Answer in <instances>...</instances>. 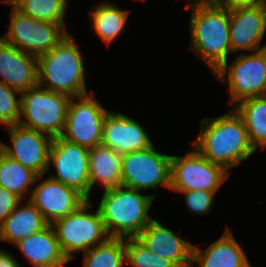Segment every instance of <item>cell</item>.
I'll return each instance as SVG.
<instances>
[{
    "label": "cell",
    "mask_w": 266,
    "mask_h": 267,
    "mask_svg": "<svg viewBox=\"0 0 266 267\" xmlns=\"http://www.w3.org/2000/svg\"><path fill=\"white\" fill-rule=\"evenodd\" d=\"M0 82L22 93L38 85L37 57L0 38Z\"/></svg>",
    "instance_id": "obj_18"
},
{
    "label": "cell",
    "mask_w": 266,
    "mask_h": 267,
    "mask_svg": "<svg viewBox=\"0 0 266 267\" xmlns=\"http://www.w3.org/2000/svg\"><path fill=\"white\" fill-rule=\"evenodd\" d=\"M122 154L103 145L89 149V180L90 192L96 183L103 191L121 186Z\"/></svg>",
    "instance_id": "obj_21"
},
{
    "label": "cell",
    "mask_w": 266,
    "mask_h": 267,
    "mask_svg": "<svg viewBox=\"0 0 266 267\" xmlns=\"http://www.w3.org/2000/svg\"><path fill=\"white\" fill-rule=\"evenodd\" d=\"M233 108L242 117L254 150L266 149V95L244 99Z\"/></svg>",
    "instance_id": "obj_24"
},
{
    "label": "cell",
    "mask_w": 266,
    "mask_h": 267,
    "mask_svg": "<svg viewBox=\"0 0 266 267\" xmlns=\"http://www.w3.org/2000/svg\"><path fill=\"white\" fill-rule=\"evenodd\" d=\"M108 112L93 92L71 97L61 138L87 149L101 145L103 121Z\"/></svg>",
    "instance_id": "obj_10"
},
{
    "label": "cell",
    "mask_w": 266,
    "mask_h": 267,
    "mask_svg": "<svg viewBox=\"0 0 266 267\" xmlns=\"http://www.w3.org/2000/svg\"><path fill=\"white\" fill-rule=\"evenodd\" d=\"M14 245L33 267H63L70 262L61 251L51 224Z\"/></svg>",
    "instance_id": "obj_19"
},
{
    "label": "cell",
    "mask_w": 266,
    "mask_h": 267,
    "mask_svg": "<svg viewBox=\"0 0 266 267\" xmlns=\"http://www.w3.org/2000/svg\"><path fill=\"white\" fill-rule=\"evenodd\" d=\"M228 64L226 61L214 76L229 87L233 107L244 99L266 95V49L242 53Z\"/></svg>",
    "instance_id": "obj_7"
},
{
    "label": "cell",
    "mask_w": 266,
    "mask_h": 267,
    "mask_svg": "<svg viewBox=\"0 0 266 267\" xmlns=\"http://www.w3.org/2000/svg\"><path fill=\"white\" fill-rule=\"evenodd\" d=\"M136 238L152 253L173 262L177 267H192L193 245L155 218Z\"/></svg>",
    "instance_id": "obj_17"
},
{
    "label": "cell",
    "mask_w": 266,
    "mask_h": 267,
    "mask_svg": "<svg viewBox=\"0 0 266 267\" xmlns=\"http://www.w3.org/2000/svg\"><path fill=\"white\" fill-rule=\"evenodd\" d=\"M195 264L199 267H252L243 247L228 229L204 251L193 245L192 266Z\"/></svg>",
    "instance_id": "obj_20"
},
{
    "label": "cell",
    "mask_w": 266,
    "mask_h": 267,
    "mask_svg": "<svg viewBox=\"0 0 266 267\" xmlns=\"http://www.w3.org/2000/svg\"><path fill=\"white\" fill-rule=\"evenodd\" d=\"M190 151L185 156L171 155L170 190L217 192L230 172L207 160L194 147Z\"/></svg>",
    "instance_id": "obj_9"
},
{
    "label": "cell",
    "mask_w": 266,
    "mask_h": 267,
    "mask_svg": "<svg viewBox=\"0 0 266 267\" xmlns=\"http://www.w3.org/2000/svg\"><path fill=\"white\" fill-rule=\"evenodd\" d=\"M216 2L229 10L238 7H251L266 4V0H217Z\"/></svg>",
    "instance_id": "obj_32"
},
{
    "label": "cell",
    "mask_w": 266,
    "mask_h": 267,
    "mask_svg": "<svg viewBox=\"0 0 266 267\" xmlns=\"http://www.w3.org/2000/svg\"><path fill=\"white\" fill-rule=\"evenodd\" d=\"M91 207L92 202L87 200L75 212L51 224L60 249L69 261L75 258L74 253L88 251L110 237L98 209L95 213L89 212Z\"/></svg>",
    "instance_id": "obj_6"
},
{
    "label": "cell",
    "mask_w": 266,
    "mask_h": 267,
    "mask_svg": "<svg viewBox=\"0 0 266 267\" xmlns=\"http://www.w3.org/2000/svg\"><path fill=\"white\" fill-rule=\"evenodd\" d=\"M184 195V202L189 211L194 215H206L214 206V196L216 192L206 190L194 191H173Z\"/></svg>",
    "instance_id": "obj_30"
},
{
    "label": "cell",
    "mask_w": 266,
    "mask_h": 267,
    "mask_svg": "<svg viewBox=\"0 0 266 267\" xmlns=\"http://www.w3.org/2000/svg\"><path fill=\"white\" fill-rule=\"evenodd\" d=\"M130 10H122L110 2L97 4L88 17L91 18V28L107 46L118 38L125 29Z\"/></svg>",
    "instance_id": "obj_23"
},
{
    "label": "cell",
    "mask_w": 266,
    "mask_h": 267,
    "mask_svg": "<svg viewBox=\"0 0 266 267\" xmlns=\"http://www.w3.org/2000/svg\"><path fill=\"white\" fill-rule=\"evenodd\" d=\"M149 148L122 154L121 185L139 191L170 189L171 155Z\"/></svg>",
    "instance_id": "obj_8"
},
{
    "label": "cell",
    "mask_w": 266,
    "mask_h": 267,
    "mask_svg": "<svg viewBox=\"0 0 266 267\" xmlns=\"http://www.w3.org/2000/svg\"><path fill=\"white\" fill-rule=\"evenodd\" d=\"M0 150V187L13 192L24 200L33 190L34 183L43 178ZM28 191V192H27Z\"/></svg>",
    "instance_id": "obj_25"
},
{
    "label": "cell",
    "mask_w": 266,
    "mask_h": 267,
    "mask_svg": "<svg viewBox=\"0 0 266 267\" xmlns=\"http://www.w3.org/2000/svg\"><path fill=\"white\" fill-rule=\"evenodd\" d=\"M0 267H21L17 258L8 251L0 250Z\"/></svg>",
    "instance_id": "obj_33"
},
{
    "label": "cell",
    "mask_w": 266,
    "mask_h": 267,
    "mask_svg": "<svg viewBox=\"0 0 266 267\" xmlns=\"http://www.w3.org/2000/svg\"><path fill=\"white\" fill-rule=\"evenodd\" d=\"M231 112L216 118L204 117L193 147L207 160L227 171L247 160L256 151L250 144L242 117Z\"/></svg>",
    "instance_id": "obj_1"
},
{
    "label": "cell",
    "mask_w": 266,
    "mask_h": 267,
    "mask_svg": "<svg viewBox=\"0 0 266 267\" xmlns=\"http://www.w3.org/2000/svg\"><path fill=\"white\" fill-rule=\"evenodd\" d=\"M5 128L12 146L0 141V150L38 176L45 175L49 169V150L53 138L19 124Z\"/></svg>",
    "instance_id": "obj_13"
},
{
    "label": "cell",
    "mask_w": 266,
    "mask_h": 267,
    "mask_svg": "<svg viewBox=\"0 0 266 267\" xmlns=\"http://www.w3.org/2000/svg\"><path fill=\"white\" fill-rule=\"evenodd\" d=\"M89 149L65 141L61 137L53 138L49 150V169L54 165L56 174L50 178L76 189L87 200L90 199Z\"/></svg>",
    "instance_id": "obj_12"
},
{
    "label": "cell",
    "mask_w": 266,
    "mask_h": 267,
    "mask_svg": "<svg viewBox=\"0 0 266 267\" xmlns=\"http://www.w3.org/2000/svg\"><path fill=\"white\" fill-rule=\"evenodd\" d=\"M266 33V4L230 10L229 39L231 52L260 51Z\"/></svg>",
    "instance_id": "obj_15"
},
{
    "label": "cell",
    "mask_w": 266,
    "mask_h": 267,
    "mask_svg": "<svg viewBox=\"0 0 266 267\" xmlns=\"http://www.w3.org/2000/svg\"><path fill=\"white\" fill-rule=\"evenodd\" d=\"M83 253V267H125V238L109 237Z\"/></svg>",
    "instance_id": "obj_27"
},
{
    "label": "cell",
    "mask_w": 266,
    "mask_h": 267,
    "mask_svg": "<svg viewBox=\"0 0 266 267\" xmlns=\"http://www.w3.org/2000/svg\"><path fill=\"white\" fill-rule=\"evenodd\" d=\"M22 199L2 187H0V225L6 220Z\"/></svg>",
    "instance_id": "obj_31"
},
{
    "label": "cell",
    "mask_w": 266,
    "mask_h": 267,
    "mask_svg": "<svg viewBox=\"0 0 266 267\" xmlns=\"http://www.w3.org/2000/svg\"><path fill=\"white\" fill-rule=\"evenodd\" d=\"M9 28L0 38L38 57L49 52L68 33L58 24L23 15L11 5Z\"/></svg>",
    "instance_id": "obj_11"
},
{
    "label": "cell",
    "mask_w": 266,
    "mask_h": 267,
    "mask_svg": "<svg viewBox=\"0 0 266 267\" xmlns=\"http://www.w3.org/2000/svg\"><path fill=\"white\" fill-rule=\"evenodd\" d=\"M34 185L29 200L48 224L75 212L87 201L76 189L50 177Z\"/></svg>",
    "instance_id": "obj_14"
},
{
    "label": "cell",
    "mask_w": 266,
    "mask_h": 267,
    "mask_svg": "<svg viewBox=\"0 0 266 267\" xmlns=\"http://www.w3.org/2000/svg\"><path fill=\"white\" fill-rule=\"evenodd\" d=\"M47 225L42 213L28 199L23 206L19 203L0 225V241L16 244L19 240L41 231Z\"/></svg>",
    "instance_id": "obj_22"
},
{
    "label": "cell",
    "mask_w": 266,
    "mask_h": 267,
    "mask_svg": "<svg viewBox=\"0 0 266 267\" xmlns=\"http://www.w3.org/2000/svg\"><path fill=\"white\" fill-rule=\"evenodd\" d=\"M21 93L0 82V124L5 127L19 124Z\"/></svg>",
    "instance_id": "obj_29"
},
{
    "label": "cell",
    "mask_w": 266,
    "mask_h": 267,
    "mask_svg": "<svg viewBox=\"0 0 266 267\" xmlns=\"http://www.w3.org/2000/svg\"><path fill=\"white\" fill-rule=\"evenodd\" d=\"M217 0H189V5L193 4H204V3H215Z\"/></svg>",
    "instance_id": "obj_34"
},
{
    "label": "cell",
    "mask_w": 266,
    "mask_h": 267,
    "mask_svg": "<svg viewBox=\"0 0 266 267\" xmlns=\"http://www.w3.org/2000/svg\"><path fill=\"white\" fill-rule=\"evenodd\" d=\"M79 46L69 33L53 47L37 57L38 85L70 97L88 94L85 63Z\"/></svg>",
    "instance_id": "obj_4"
},
{
    "label": "cell",
    "mask_w": 266,
    "mask_h": 267,
    "mask_svg": "<svg viewBox=\"0 0 266 267\" xmlns=\"http://www.w3.org/2000/svg\"><path fill=\"white\" fill-rule=\"evenodd\" d=\"M20 99L19 125L40 131L51 138L61 137L71 99L69 95L36 85L23 91Z\"/></svg>",
    "instance_id": "obj_5"
},
{
    "label": "cell",
    "mask_w": 266,
    "mask_h": 267,
    "mask_svg": "<svg viewBox=\"0 0 266 267\" xmlns=\"http://www.w3.org/2000/svg\"><path fill=\"white\" fill-rule=\"evenodd\" d=\"M125 262L131 267H177L173 262L152 253L136 237L125 238Z\"/></svg>",
    "instance_id": "obj_28"
},
{
    "label": "cell",
    "mask_w": 266,
    "mask_h": 267,
    "mask_svg": "<svg viewBox=\"0 0 266 267\" xmlns=\"http://www.w3.org/2000/svg\"><path fill=\"white\" fill-rule=\"evenodd\" d=\"M68 0H17L12 6L23 15L60 25L67 33L64 15Z\"/></svg>",
    "instance_id": "obj_26"
},
{
    "label": "cell",
    "mask_w": 266,
    "mask_h": 267,
    "mask_svg": "<svg viewBox=\"0 0 266 267\" xmlns=\"http://www.w3.org/2000/svg\"><path fill=\"white\" fill-rule=\"evenodd\" d=\"M17 0H0L2 4L13 5Z\"/></svg>",
    "instance_id": "obj_35"
},
{
    "label": "cell",
    "mask_w": 266,
    "mask_h": 267,
    "mask_svg": "<svg viewBox=\"0 0 266 267\" xmlns=\"http://www.w3.org/2000/svg\"><path fill=\"white\" fill-rule=\"evenodd\" d=\"M191 9L189 30L192 52L200 57L214 74L231 53L230 10L215 3L185 5Z\"/></svg>",
    "instance_id": "obj_2"
},
{
    "label": "cell",
    "mask_w": 266,
    "mask_h": 267,
    "mask_svg": "<svg viewBox=\"0 0 266 267\" xmlns=\"http://www.w3.org/2000/svg\"><path fill=\"white\" fill-rule=\"evenodd\" d=\"M135 119L119 112H108L103 121L101 145L120 154L149 148L154 143Z\"/></svg>",
    "instance_id": "obj_16"
},
{
    "label": "cell",
    "mask_w": 266,
    "mask_h": 267,
    "mask_svg": "<svg viewBox=\"0 0 266 267\" xmlns=\"http://www.w3.org/2000/svg\"><path fill=\"white\" fill-rule=\"evenodd\" d=\"M140 192L122 185L103 192L97 209L110 237H137L154 219L149 211L157 194Z\"/></svg>",
    "instance_id": "obj_3"
}]
</instances>
